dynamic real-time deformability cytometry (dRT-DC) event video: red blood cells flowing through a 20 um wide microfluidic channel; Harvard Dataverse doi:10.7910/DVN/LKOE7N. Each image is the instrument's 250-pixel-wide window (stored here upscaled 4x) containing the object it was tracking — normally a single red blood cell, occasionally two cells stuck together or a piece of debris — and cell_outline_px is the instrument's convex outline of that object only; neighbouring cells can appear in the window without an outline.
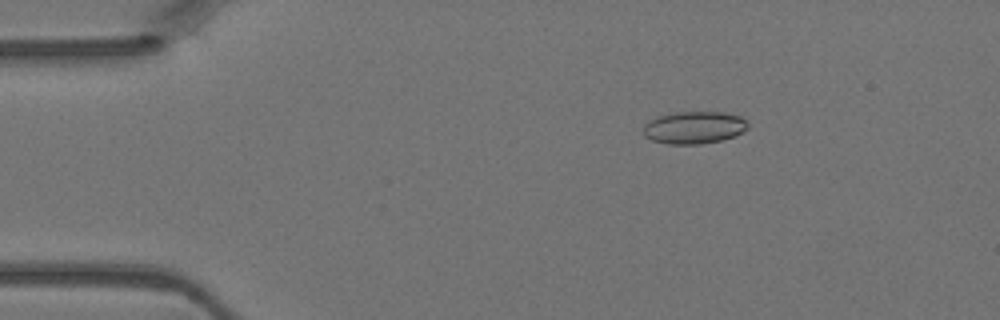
{"species": "Egyptian fruit bat (a non-hibernating species)", "species_latin": "Rousettus aegyptiacus", "temperature_condition": "warm", "stored_images_in_passage": 4, "camera_frame_rate_fps": 3000, "um_per_image_px": 0.085, "animal": {"sex": "female"}, "frame": {"image": 1, "passage_image": 2, "time_ms": 0.333, "image_size_px": [1000, 320], "cell_outline_px": [[748, 128], [736, 136], [720, 140], [700, 144], [668, 144], [652, 140], [644, 136], [644, 124], [648, 120], [660, 116], [676, 112], [724, 112], [740, 116], [748, 120]], "centroid_in_image_um": [59.02, 10.84], "position_along_channel_um": 26.0, "area_um2": 19.83}}
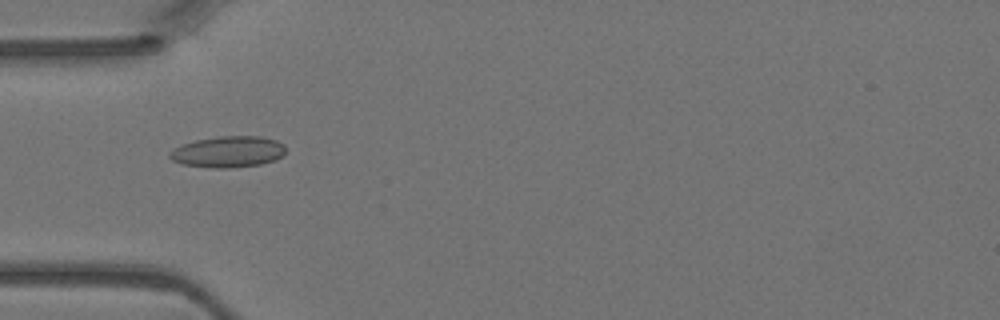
{"frame": {"image": 2, "passage_image": 4, "time_ms": 1.0, "image_size_px": [1000, 320], "cell_outline_px": [[284, 156], [276, 160], [260, 164], [224, 168], [212, 168], [184, 164], [172, 160], [168, 156], [168, 152], [172, 148], [196, 140], [220, 136], [260, 136], [276, 140], [284, 144]], "centroid_in_image_um": [19.39, 12.9], "position_along_channel_um": 65.6, "area_um2": 21.1}}